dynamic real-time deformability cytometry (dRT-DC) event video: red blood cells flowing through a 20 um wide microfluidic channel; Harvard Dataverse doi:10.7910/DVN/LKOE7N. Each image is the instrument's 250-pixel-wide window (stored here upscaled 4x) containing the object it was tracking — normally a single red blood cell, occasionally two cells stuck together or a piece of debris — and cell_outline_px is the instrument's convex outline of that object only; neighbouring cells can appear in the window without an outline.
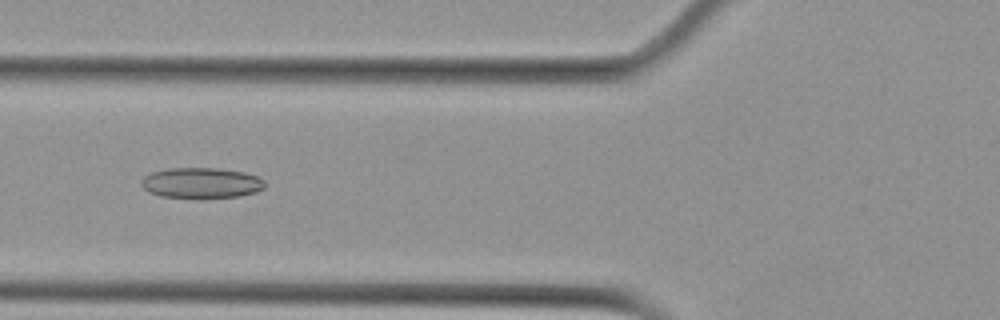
{"species": "Egyptian fruit bat (a non-hibernating species)", "species_latin": "Rousettus aegyptiacus", "temperature_condition": "cold", "stored_images_in_passage": 8, "camera_frame_rate_fps": 3000, "um_per_image_px": 0.085, "animal": {"sex": "female"}, "frame": {"image": 1, "passage_image": 6, "time_ms": 6.333, "image_size_px": [1000, 320], "cell_outline_px": [[264, 188], [256, 192], [240, 196], [204, 200], [200, 200], [160, 196], [148, 192], [140, 184], [140, 180], [144, 176], [152, 172], [168, 168], [216, 168], [244, 172], [256, 176], [264, 180]], "centroid_in_image_um": [17.08, 15.58], "position_along_channel_um": 108.7, "area_um2": 22.72}}
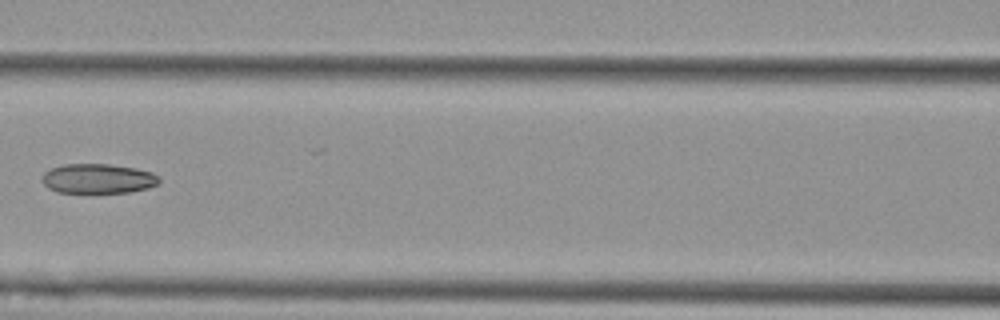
{"frame": {"image": 2, "passage_image": 7, "time_ms": 7.667, "image_size_px": [1000, 320], "cell_outline_px": [[160, 180], [156, 184], [148, 188], [128, 192], [56, 192], [48, 188], [44, 184], [44, 172], [48, 168], [64, 164], [108, 164], [136, 168], [152, 172], [160, 176]], "centroid_in_image_um": [8.34, 15.17], "position_along_channel_um": 158.3, "area_um2": 20.17}}
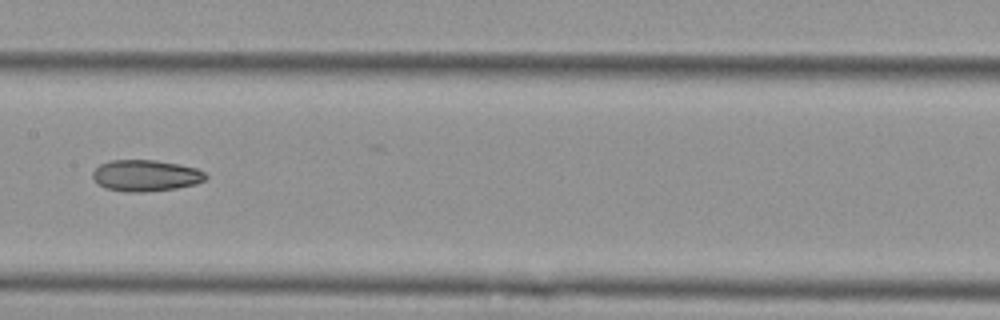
{"frame": {"image": 3, "passage_image": 8, "time_ms": 8.667, "image_size_px": [1000, 320], "cell_outline_px": [[208, 176], [204, 180], [196, 184], [176, 188], [144, 192], [124, 192], [104, 188], [92, 176], [92, 172], [100, 164], [112, 160], [156, 160], [180, 164], [196, 168], [204, 172]], "centroid_in_image_um": [12.39, 14.92], "position_along_channel_um": 195.0, "area_um2": 20.69}}